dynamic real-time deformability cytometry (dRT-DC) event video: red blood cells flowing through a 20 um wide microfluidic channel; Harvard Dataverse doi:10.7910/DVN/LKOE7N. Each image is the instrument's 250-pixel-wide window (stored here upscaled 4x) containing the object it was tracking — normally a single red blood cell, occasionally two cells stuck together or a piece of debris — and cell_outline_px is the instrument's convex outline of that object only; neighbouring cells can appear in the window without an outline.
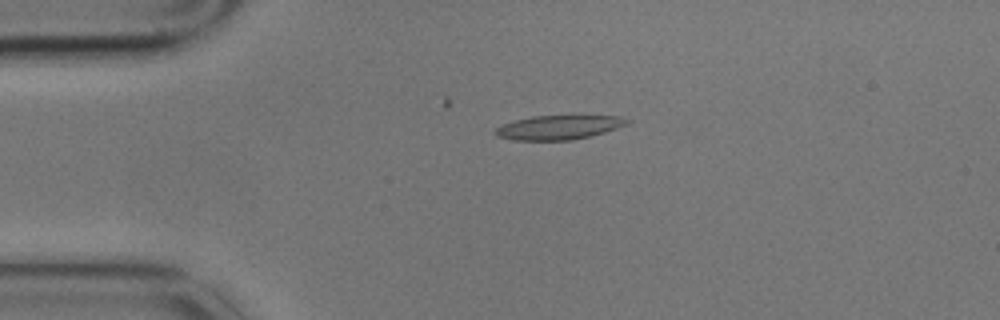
{"species": "common noctule bat (a hibernating species)", "species_latin": "Nyctalus noctula", "temperature_condition": "cold", "stored_images_in_passage": 2, "camera_frame_rate_fps": 3000, "um_per_image_px": 0.085, "animal": {"sex": "male", "body_mass_g": 17.9}, "frame": {"image": 1, "passage_image": 1, "time_ms": 0.0, "image_size_px": [1000, 320], "cell_outline_px": [[632, 120], [628, 124], [592, 136], [572, 140], [512, 140], [496, 136], [492, 132], [496, 128], [504, 124], [516, 120], [532, 116], [620, 116]], "centroid_in_image_um": [47.49, 10.83], "position_along_channel_um": 37.5, "area_um2": 18.55}}